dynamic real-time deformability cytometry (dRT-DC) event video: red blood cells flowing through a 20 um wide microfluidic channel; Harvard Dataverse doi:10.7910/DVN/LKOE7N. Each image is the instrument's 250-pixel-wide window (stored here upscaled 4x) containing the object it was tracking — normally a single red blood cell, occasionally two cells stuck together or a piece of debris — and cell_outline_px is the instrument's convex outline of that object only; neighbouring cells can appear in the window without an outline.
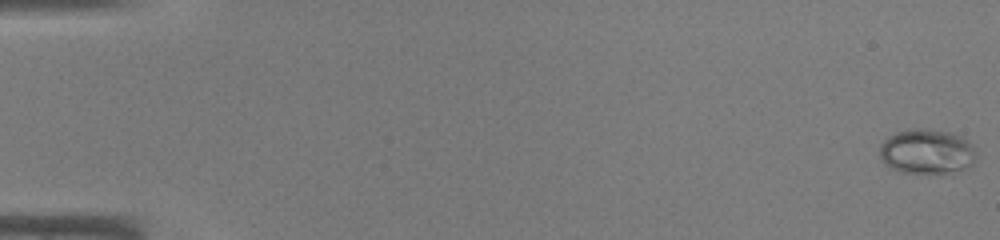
{"species": "common noctule bat (a hibernating species)", "species_latin": "Nyctalus noctula", "temperature_condition": "warm", "stored_images_in_passage": 47, "camera_frame_rate_fps": 3000, "um_per_image_px": 0.085, "animal": {"sex": "male", "body_mass_g": 19.0, "forearm_length_mm": 50.8}, "frame": {"image": 1, "passage_image": 1, "time_ms": 0.0, "image_size_px": [1000, 240], "cell_outline_px": [[976, 160], [972, 164], [964, 168], [948, 172], [900, 172], [888, 168], [880, 160], [880, 144], [888, 136], [896, 132], [908, 128], [948, 132], [960, 136], [968, 140], [976, 148]], "centroid_in_image_um": [78.75, 12.88], "position_along_channel_um": 6.3, "area_um2": 25.2}}
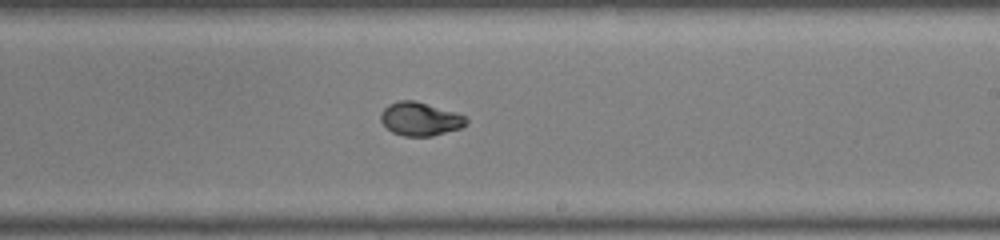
{"frame": {"image": 2, "passage_image": 29, "time_ms": 9.333, "image_size_px": [1000, 240], "cell_outline_px": [[468, 124], [460, 128], [432, 136], [404, 136], [392, 132], [380, 120], [380, 112], [388, 104], [400, 100], [416, 100], [464, 116], [468, 120]], "centroid_in_image_um": [35.68, 10.11], "position_along_channel_um": 253.3, "area_um2": 16.53}}
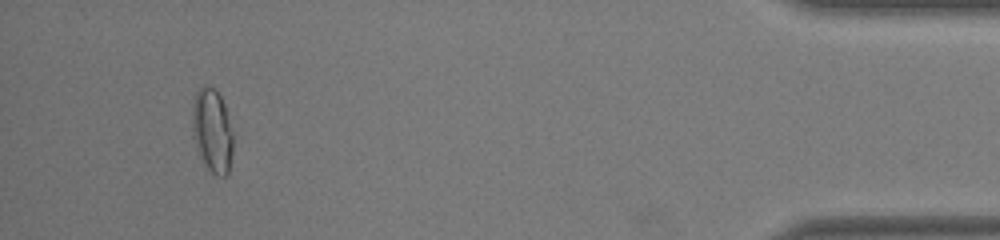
{"frame": {"image": 3, "passage_image": 44, "time_ms": 14.333, "image_size_px": [1000, 240], "cell_outline_px": [[232, 152], [228, 172], [224, 176], [216, 176], [204, 164], [196, 148], [192, 136], [192, 100], [200, 84], [204, 84], [216, 88], [224, 104], [232, 128]], "centroid_in_image_um": [18.01, 11.04], "position_along_channel_um": 417.2, "area_um2": 20.29}}